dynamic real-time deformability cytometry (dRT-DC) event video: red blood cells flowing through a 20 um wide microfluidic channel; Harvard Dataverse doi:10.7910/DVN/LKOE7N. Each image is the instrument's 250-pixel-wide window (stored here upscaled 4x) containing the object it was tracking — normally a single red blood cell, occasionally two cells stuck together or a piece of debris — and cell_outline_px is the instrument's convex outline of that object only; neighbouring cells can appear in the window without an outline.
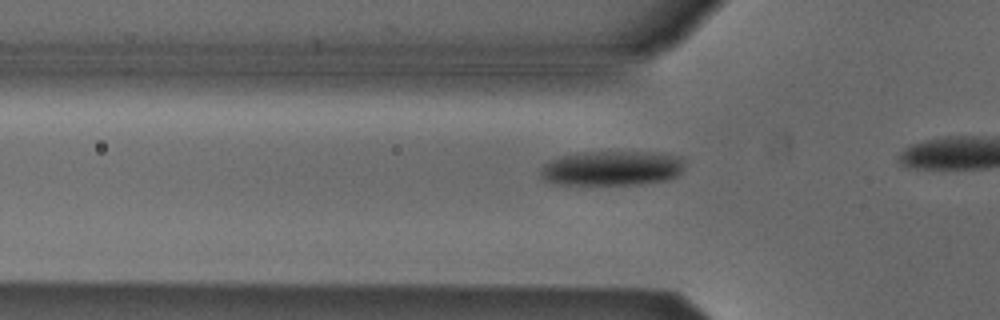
{"species": "Egyptian fruit bat (a non-hibernating species)", "species_latin": "Rousettus aegyptiacus", "temperature_condition": "cold", "stored_images_in_passage": 9, "camera_frame_rate_fps": 3000, "um_per_image_px": 0.085, "animal": {"sex": "male"}, "frame": {"image": 1, "passage_image": 3, "time_ms": 0.667, "image_size_px": [1000, 320], "cell_outline_px": [[684, 168], [676, 176], [664, 180], [640, 184], [552, 184], [544, 180], [540, 176], [540, 172], [544, 164], [552, 160], [564, 156], [584, 152], [664, 152], [684, 156]], "centroid_in_image_um": [52.07, 14.29], "position_along_channel_um": 73.7, "area_um2": 29.3}}
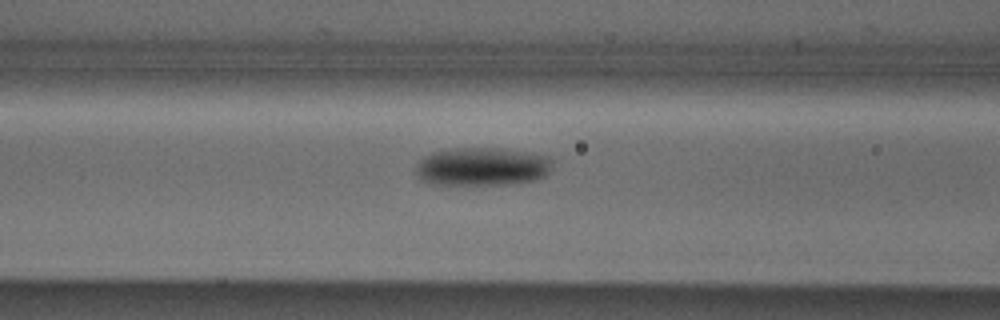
{"frame": {"image": 2, "passage_image": 7, "time_ms": 2.0, "image_size_px": [1000, 320], "cell_outline_px": [[552, 160], [548, 172], [544, 176], [536, 180], [512, 184], [432, 184], [420, 180], [416, 172], [416, 164], [424, 156], [432, 152], [452, 148], [504, 148], [548, 156]], "centroid_in_image_um": [40.96, 14.15], "position_along_channel_um": 125.6, "area_um2": 30.58}}